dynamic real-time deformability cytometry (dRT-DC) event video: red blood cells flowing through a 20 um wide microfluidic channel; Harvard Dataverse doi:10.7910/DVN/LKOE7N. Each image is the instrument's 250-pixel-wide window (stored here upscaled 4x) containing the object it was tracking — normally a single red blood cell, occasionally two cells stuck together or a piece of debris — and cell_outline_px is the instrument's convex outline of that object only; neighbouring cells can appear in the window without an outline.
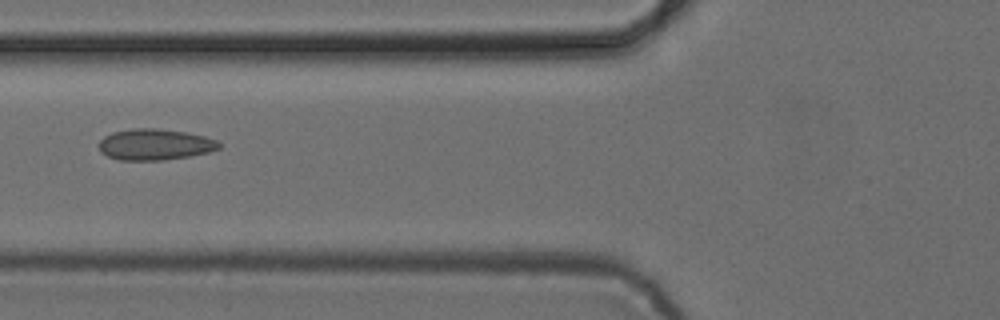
{"species": "common noctule bat (a hibernating species)", "species_latin": "Nyctalus noctula", "temperature_condition": "cold", "stored_images_in_passage": 24, "camera_frame_rate_fps": 3000, "um_per_image_px": 0.085, "animal": {"sex": "female", "body_mass_g": 24.6, "forearm_length_mm": 56.2}, "frame": {"image": 1, "passage_image": 21, "time_ms": 6.667, "image_size_px": [1000, 320], "cell_outline_px": [[220, 148], [208, 152], [188, 156], [164, 160], [120, 160], [108, 156], [100, 152], [100, 140], [104, 136], [112, 132], [132, 128], [156, 128], [184, 132], [204, 136], [216, 140], [220, 144]], "centroid_in_image_um": [13.14, 12.28], "position_along_channel_um": 112.7, "area_um2": 21.68}}
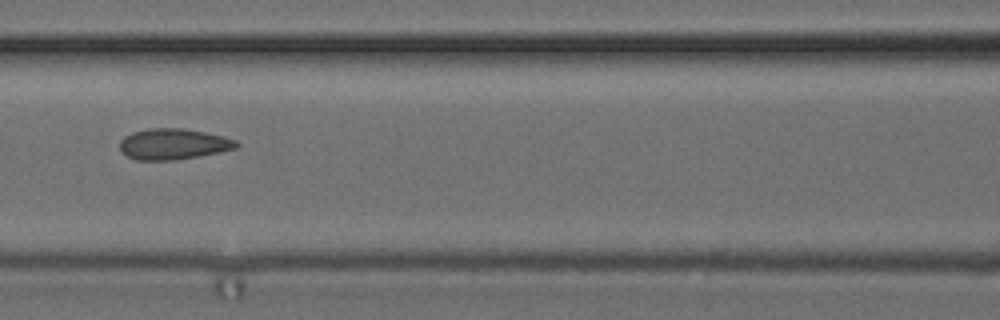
{"frame": {"image": 2, "passage_image": 24, "time_ms": 7.667, "image_size_px": [1000, 320], "cell_outline_px": [[240, 144], [236, 148], [220, 152], [200, 156], [176, 160], [136, 160], [120, 152], [120, 140], [124, 136], [132, 132], [148, 128], [184, 128], [224, 136], [236, 140]], "centroid_in_image_um": [14.73, 12.24], "position_along_channel_um": 151.9, "area_um2": 21.21}}